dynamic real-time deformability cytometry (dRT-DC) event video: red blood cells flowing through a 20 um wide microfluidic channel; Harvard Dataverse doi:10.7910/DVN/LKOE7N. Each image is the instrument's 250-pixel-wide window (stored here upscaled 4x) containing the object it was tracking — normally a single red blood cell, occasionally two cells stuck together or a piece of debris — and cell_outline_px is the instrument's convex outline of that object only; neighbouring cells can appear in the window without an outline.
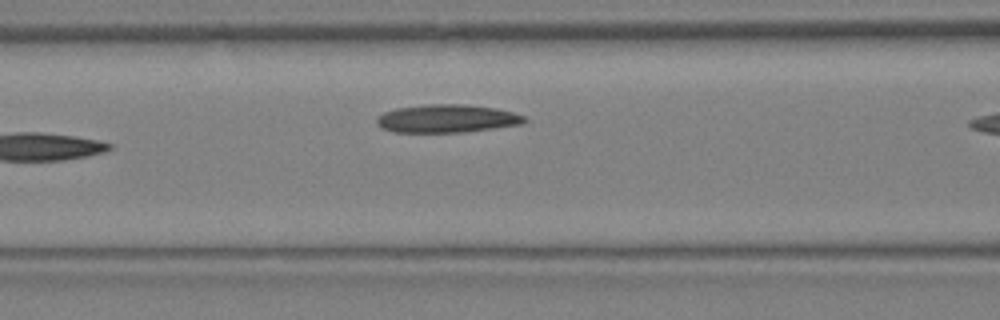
{"species": "Egyptian fruit bat (a non-hibernating species)", "species_latin": "Rousettus aegyptiacus", "temperature_condition": "warm", "stored_images_in_passage": 7, "camera_frame_rate_fps": 3000, "um_per_image_px": 0.085, "animal": {"sex": "female"}, "frame": {"image": 1, "passage_image": 7, "time_ms": 2.0, "image_size_px": [1000, 320], "cell_outline_px": [[528, 120], [524, 124], [464, 132], [392, 132], [380, 128], [376, 124], [376, 120], [384, 112], [396, 108], [428, 104], [468, 104], [496, 108], [512, 112], [524, 116]], "centroid_in_image_um": [38.0, 10.08], "position_along_channel_um": 128.6, "area_um2": 24.33}}